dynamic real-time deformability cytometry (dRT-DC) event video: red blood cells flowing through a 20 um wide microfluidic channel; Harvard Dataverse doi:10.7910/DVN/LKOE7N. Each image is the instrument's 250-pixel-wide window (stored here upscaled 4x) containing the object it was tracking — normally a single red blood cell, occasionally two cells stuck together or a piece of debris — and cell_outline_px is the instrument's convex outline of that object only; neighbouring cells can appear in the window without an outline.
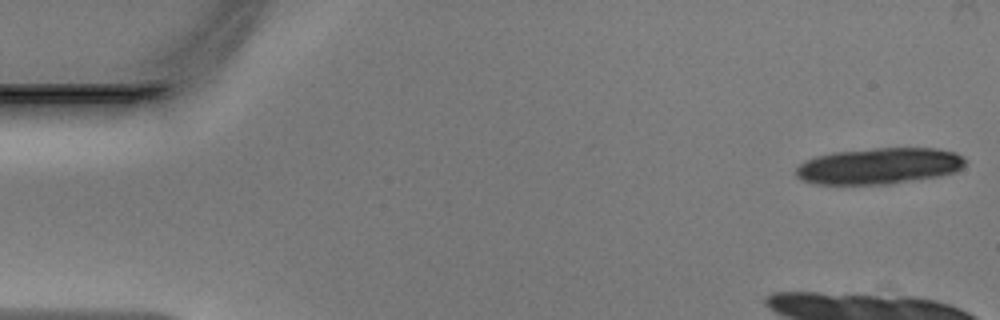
{"species": "Egyptian fruit bat (a non-hibernating species)", "species_latin": "Rousettus aegyptiacus", "temperature_condition": "warm", "stored_images_in_passage": 13, "camera_frame_rate_fps": 3000, "um_per_image_px": 0.085, "animal": {"sex": "male"}, "frame": {"image": 1, "passage_image": 1, "time_ms": 0.0, "image_size_px": [1000, 320], "cell_outline_px": [[964, 164], [960, 168], [952, 172], [936, 176], [888, 184], [812, 184], [800, 180], [796, 176], [796, 168], [800, 164], [816, 156], [832, 152], [876, 148], [936, 148], [956, 152], [964, 160]], "centroid_in_image_um": [74.66, 14.1], "position_along_channel_um": 10.3, "area_um2": 35.49}}